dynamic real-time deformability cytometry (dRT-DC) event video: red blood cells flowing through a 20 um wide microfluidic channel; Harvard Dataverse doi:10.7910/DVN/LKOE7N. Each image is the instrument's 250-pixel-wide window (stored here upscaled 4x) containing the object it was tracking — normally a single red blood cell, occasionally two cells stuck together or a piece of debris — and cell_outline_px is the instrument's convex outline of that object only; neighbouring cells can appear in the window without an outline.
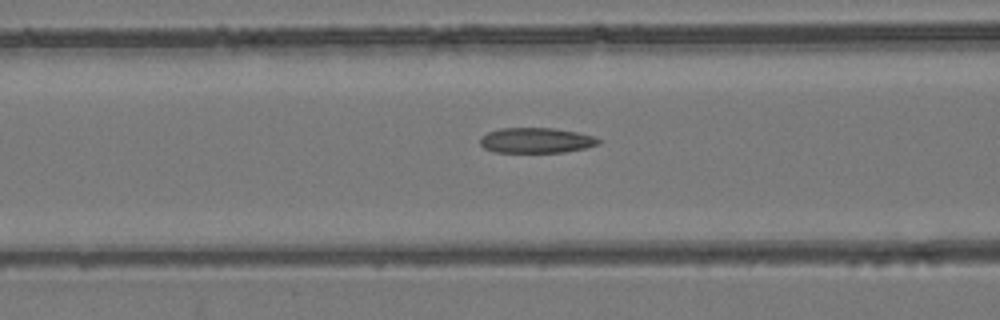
{"species": "common noctule bat (a hibernating species)", "species_latin": "Nyctalus noctula", "temperature_condition": "room temperature", "stored_images_in_passage": 54, "camera_frame_rate_fps": 3000, "um_per_image_px": 0.085, "animal": {"sex": "female", "body_mass_g": 24.6, "forearm_length_mm": 56.2}, "frame": {"image": 1, "passage_image": 22, "time_ms": 7.0, "image_size_px": [1000, 320], "cell_outline_px": [[600, 144], [584, 148], [564, 152], [496, 152], [484, 148], [480, 144], [480, 136], [488, 132], [500, 128], [552, 128], [576, 132], [592, 136], [600, 140]], "centroid_in_image_um": [45.54, 11.93], "position_along_channel_um": 121.1, "area_um2": 17.34}}
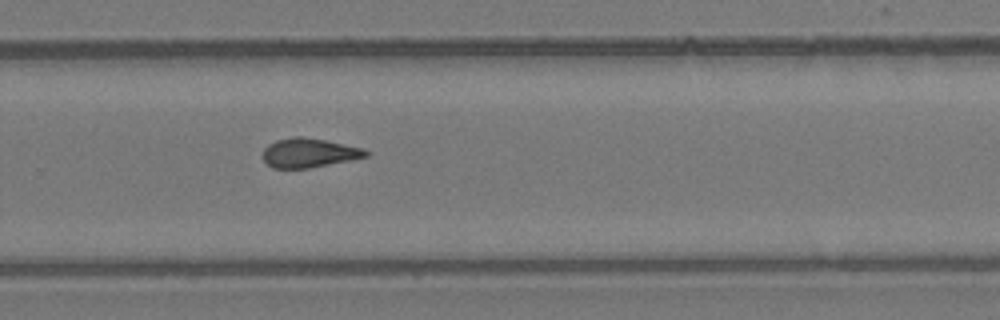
{"frame": {"image": 2, "passage_image": 36, "time_ms": 11.667, "image_size_px": [1000, 320], "cell_outline_px": [[368, 156], [352, 160], [308, 168], [272, 168], [264, 160], [264, 148], [268, 144], [276, 140], [296, 136], [300, 136], [324, 140], [364, 148], [368, 152]], "centroid_in_image_um": [26.27, 12.99], "position_along_channel_um": 303.5, "area_um2": 17.4}}
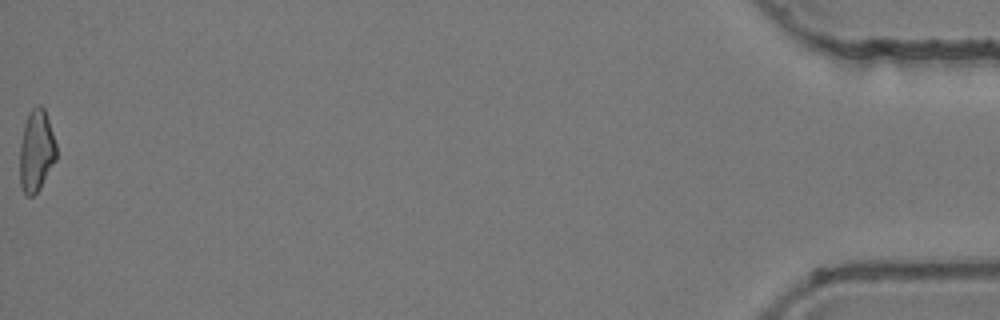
{"frame": {"image": 3, "passage_image": 54, "time_ms": 17.667, "image_size_px": [1000, 320], "cell_outline_px": [[56, 160], [40, 188], [32, 196], [28, 196], [24, 192], [20, 184], [20, 144], [24, 124], [28, 112], [36, 104], [40, 104], [44, 108], [56, 144]], "centroid_in_image_um": [3.08, 12.79], "position_along_channel_um": 432.1, "area_um2": 17.4}, "authors_computed_cell_mechanics": {"area_um2": 17.918, "velocity_mm_per_s": 3.9152, "shape_relaxation_time_tau1_ms": null, "shape_relaxation_time_tau2_ms": 2.8534, "deformation_change_tau1": null, "deformation_change_tau2": 0.1015}}